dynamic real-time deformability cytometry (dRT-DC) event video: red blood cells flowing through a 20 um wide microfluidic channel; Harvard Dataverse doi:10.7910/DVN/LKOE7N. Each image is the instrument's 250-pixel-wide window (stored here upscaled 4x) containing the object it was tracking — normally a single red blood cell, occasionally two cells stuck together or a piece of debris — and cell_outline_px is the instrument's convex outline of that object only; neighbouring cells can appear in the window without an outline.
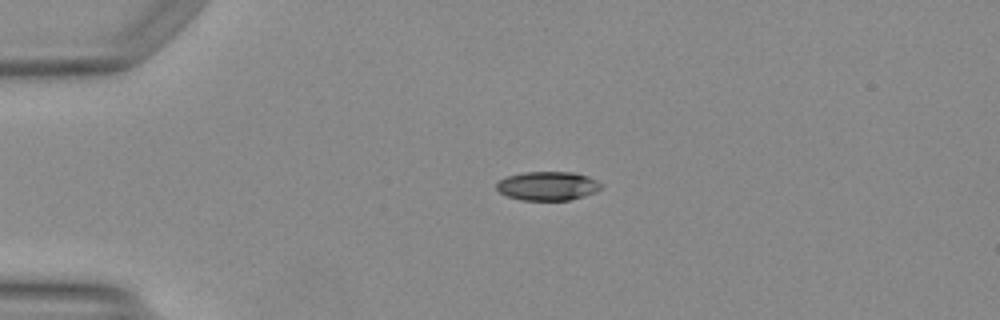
{"species": "Egyptian fruit bat (a non-hibernating species)", "species_latin": "Rousettus aegyptiacus", "temperature_condition": "warm", "stored_images_in_passage": 39, "camera_frame_rate_fps": 3000, "um_per_image_px": 0.085, "animal": {"sex": "female"}, "frame": {"image": 1, "passage_image": 1, "time_ms": 0.0, "image_size_px": [1000, 320], "cell_outline_px": [[604, 188], [596, 192], [584, 196], [568, 200], [520, 200], [508, 196], [500, 192], [496, 188], [496, 184], [500, 180], [508, 176], [524, 172], [576, 172], [588, 176], [604, 184]], "centroid_in_image_um": [46.61, 15.8], "position_along_channel_um": 38.4, "area_um2": 17.74}}
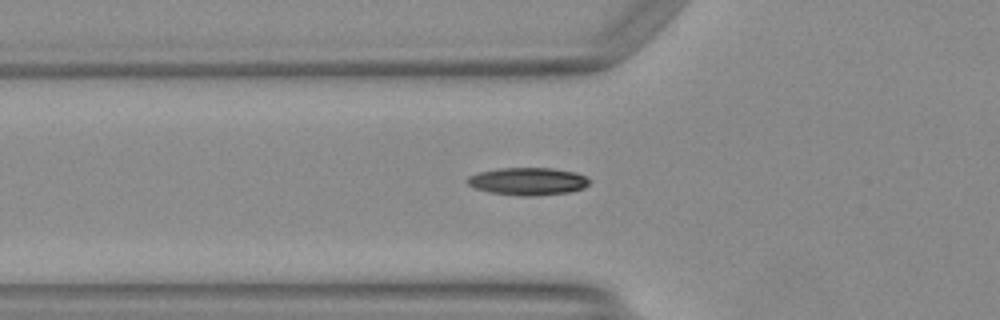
{"frame": {"image": 2, "passage_image": 7, "time_ms": 2.0, "image_size_px": [1000, 320], "cell_outline_px": [[592, 180], [584, 188], [568, 192], [528, 196], [492, 192], [476, 188], [468, 184], [468, 176], [480, 172], [500, 168], [552, 168], [576, 172], [588, 176]], "centroid_in_image_um": [44.95, 15.39], "position_along_channel_um": 80.9, "area_um2": 19.36}}
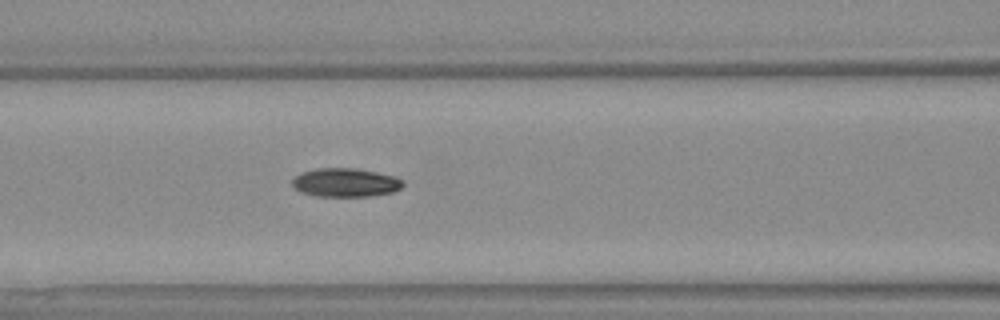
{"frame": {"image": 3, "passage_image": 11, "time_ms": 3.333, "image_size_px": [1000, 320], "cell_outline_px": [[404, 184], [400, 188], [392, 192], [368, 196], [320, 196], [304, 192], [296, 188], [292, 184], [292, 180], [300, 172], [316, 168], [356, 168], [396, 176]], "centroid_in_image_um": [29.37, 15.5], "position_along_channel_um": 137.2, "area_um2": 18.26}, "authors_computed_cell_mechanics": {"area_um2": 18.3226, "velocity_mm_per_s": 4.1686, "shape_relaxation_time_tau1_ms": 4.7298, "shape_relaxation_time_tau2_ms": 5.6716, "deformation_change_tau1": 0.1564, "deformation_change_tau2": 0.1158}}